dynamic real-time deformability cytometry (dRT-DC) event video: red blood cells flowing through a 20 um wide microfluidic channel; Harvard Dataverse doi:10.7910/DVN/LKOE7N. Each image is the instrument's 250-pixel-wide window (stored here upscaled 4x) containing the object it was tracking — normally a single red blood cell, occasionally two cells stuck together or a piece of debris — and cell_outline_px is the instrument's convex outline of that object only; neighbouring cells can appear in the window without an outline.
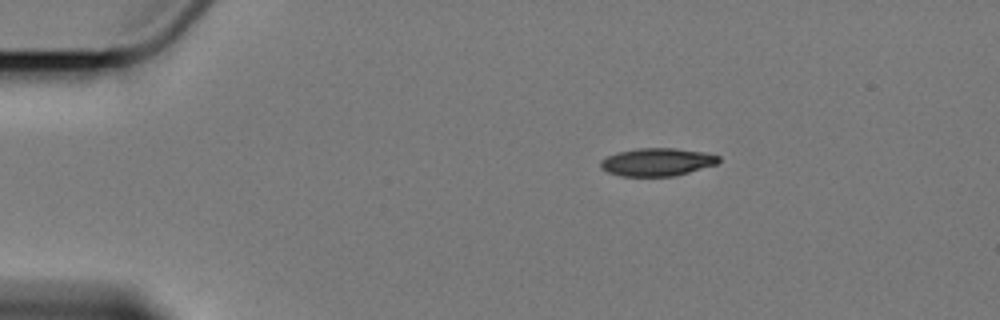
{"species": "Egyptian fruit bat (a non-hibernating species)", "species_latin": "Rousettus aegyptiacus", "temperature_condition": "cold", "stored_images_in_passage": 3, "camera_frame_rate_fps": 3000, "um_per_image_px": 0.085, "animal": {"sex": "female"}, "frame": {"image": 1, "passage_image": 1, "time_ms": 0.0, "image_size_px": [1000, 320], "cell_outline_px": [[720, 160], [716, 164], [676, 176], [620, 176], [608, 172], [600, 168], [600, 160], [608, 156], [620, 152], [636, 148], [676, 148], [704, 152], [720, 156]], "centroid_in_image_um": [55.85, 13.77], "position_along_channel_um": 29.1, "area_um2": 19.19}}
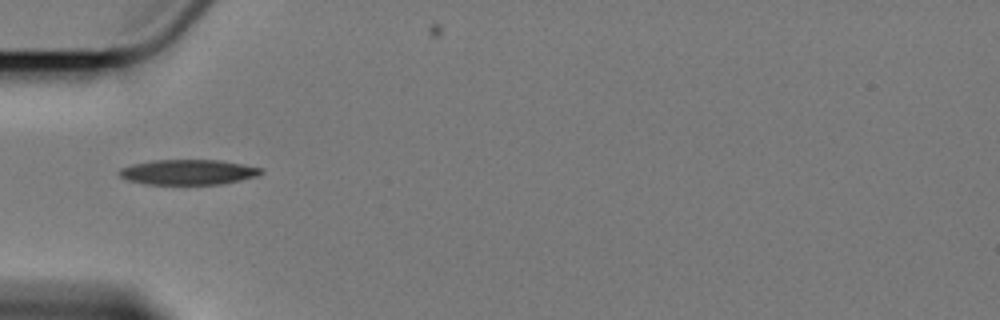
{"frame": {"image": 2, "passage_image": 3, "time_ms": 3.0, "image_size_px": [1000, 320], "cell_outline_px": [[264, 172], [260, 176], [224, 184], [148, 184], [128, 180], [120, 176], [120, 168], [132, 164], [152, 160], [220, 160], [264, 168]], "centroid_in_image_um": [16.07, 14.63], "position_along_channel_um": 68.9, "area_um2": 20.92}}